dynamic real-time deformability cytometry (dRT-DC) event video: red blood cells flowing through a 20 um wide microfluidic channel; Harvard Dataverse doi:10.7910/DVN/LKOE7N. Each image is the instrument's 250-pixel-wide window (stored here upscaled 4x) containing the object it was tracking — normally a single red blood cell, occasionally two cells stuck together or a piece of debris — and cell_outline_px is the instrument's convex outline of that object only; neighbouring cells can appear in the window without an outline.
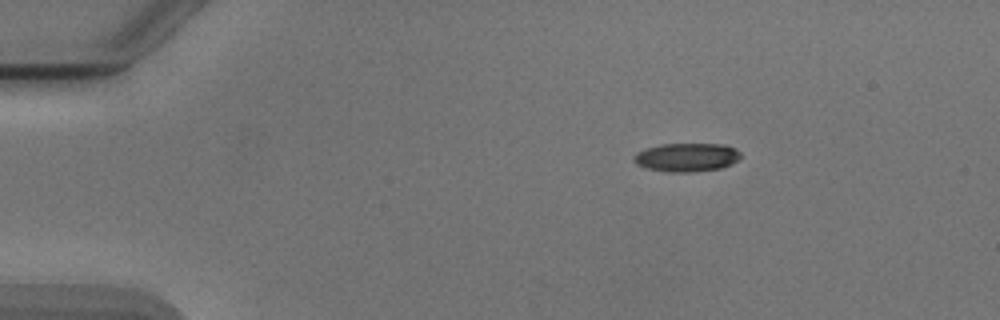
{"species": "Egyptian fruit bat (a non-hibernating species)", "species_latin": "Rousettus aegyptiacus", "temperature_condition": "cold", "stored_images_in_passage": 45, "camera_frame_rate_fps": 3000, "um_per_image_px": 0.085, "animal": {"sex": "male"}, "frame": {"image": 1, "passage_image": 1, "time_ms": 0.0, "image_size_px": [1000, 320], "cell_outline_px": [[740, 156], [732, 164], [720, 168], [692, 172], [668, 172], [648, 168], [636, 164], [632, 160], [632, 156], [636, 152], [660, 144], [724, 144], [736, 148], [740, 152]], "centroid_in_image_um": [58.35, 13.37], "position_along_channel_um": 26.6, "area_um2": 17.8}}
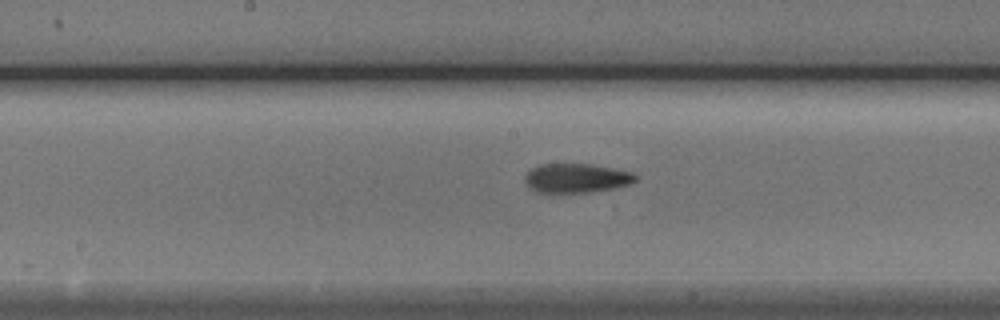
{"frame": {"image": 2, "passage_image": 20, "time_ms": 6.333, "image_size_px": [1000, 320], "cell_outline_px": [[636, 180], [632, 184], [616, 188], [592, 192], [548, 196], [536, 192], [528, 188], [524, 180], [524, 176], [532, 168], [540, 164], [588, 164], [612, 168], [632, 172], [636, 176]], "centroid_in_image_um": [48.92, 15.2], "position_along_channel_um": 199.3, "area_um2": 19.71}}
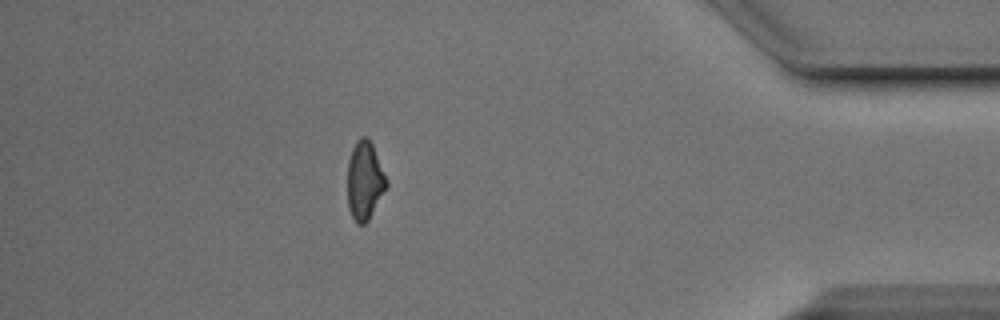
{"frame": {"image": 3, "passage_image": 39, "time_ms": 12.667, "image_size_px": [1000, 320], "cell_outline_px": [[388, 184], [368, 220], [364, 224], [356, 224], [348, 208], [348, 160], [352, 148], [356, 140], [360, 136], [368, 136], [372, 144], [388, 180]], "centroid_in_image_um": [30.99, 15.32], "position_along_channel_um": 404.2, "area_um2": 17.8}, "authors_computed_cell_mechanics": {"area_um2": 18.6116, "velocity_mm_per_s": 3.8938, "shape_relaxation_time_tau1_ms": 4.3497, "shape_relaxation_time_tau2_ms": 2.5498, "deformation_change_tau1": 0.1434, "deformation_change_tau2": 0.1042}}